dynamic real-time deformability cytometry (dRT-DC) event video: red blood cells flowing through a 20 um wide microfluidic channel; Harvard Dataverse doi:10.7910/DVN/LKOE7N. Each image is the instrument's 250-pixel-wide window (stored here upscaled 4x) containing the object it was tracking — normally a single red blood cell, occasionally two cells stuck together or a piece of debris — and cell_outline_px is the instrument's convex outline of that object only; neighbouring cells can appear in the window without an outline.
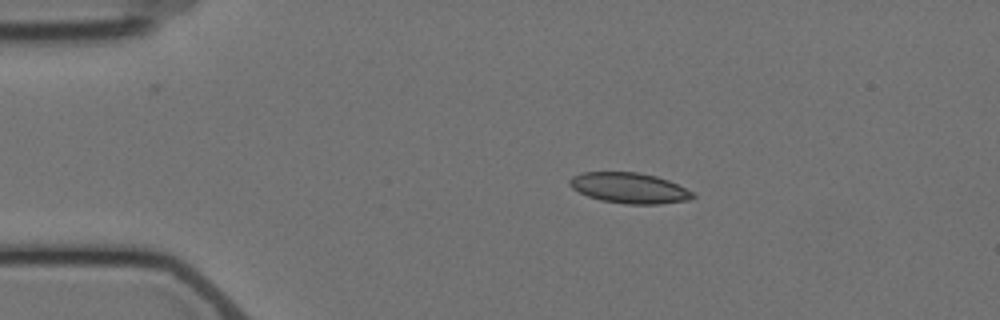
{"species": "Egyptian fruit bat (a non-hibernating species)", "species_latin": "Rousettus aegyptiacus", "temperature_condition": "cold", "stored_images_in_passage": 10, "camera_frame_rate_fps": 3000, "um_per_image_px": 0.085, "animal": {"sex": "female"}, "frame": {"image": 1, "passage_image": 3, "time_ms": 3.333, "image_size_px": [1000, 320], "cell_outline_px": [[696, 196], [692, 200], [660, 204], [624, 204], [600, 200], [588, 196], [572, 188], [568, 184], [568, 180], [572, 176], [580, 172], [640, 172], [656, 176], [668, 180], [692, 192]], "centroid_in_image_um": [53.48, 15.98], "position_along_channel_um": 31.5, "area_um2": 22.08}}
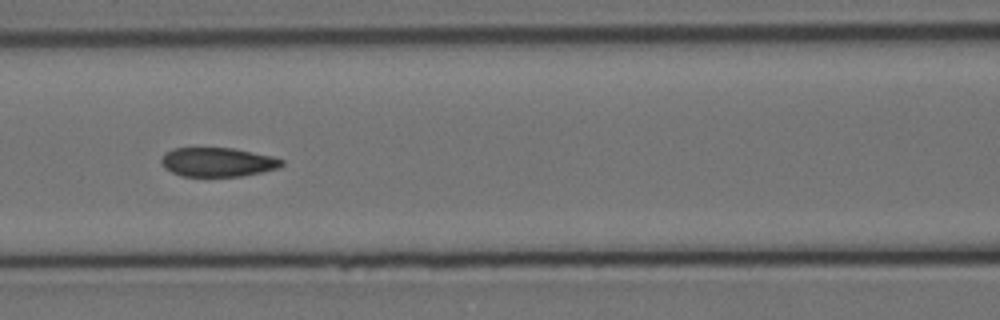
{"frame": {"image": 2, "passage_image": 7, "time_ms": 8.0, "image_size_px": [1000, 320], "cell_outline_px": [[284, 164], [276, 168], [260, 172], [240, 176], [180, 176], [164, 168], [160, 164], [160, 160], [164, 152], [172, 148], [232, 148], [272, 156], [284, 160]], "centroid_in_image_um": [18.43, 13.77], "position_along_channel_um": 148.2, "area_um2": 20.4}}
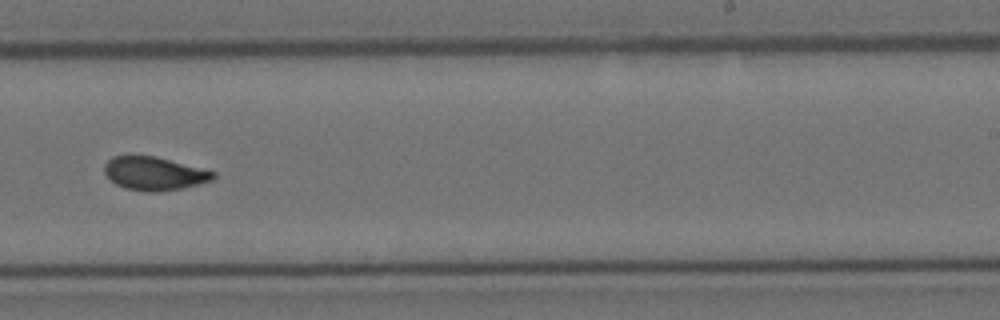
{"frame": {"image": 3, "passage_image": 10, "time_ms": 11.667, "image_size_px": [1000, 320], "cell_outline_px": [[216, 176], [212, 180], [180, 188], [160, 192], [144, 192], [124, 188], [116, 184], [104, 172], [104, 164], [112, 156], [128, 152], [132, 152], [156, 156], [216, 172]], "centroid_in_image_um": [13.03, 14.7], "position_along_channel_um": 276.0, "area_um2": 21.73}}